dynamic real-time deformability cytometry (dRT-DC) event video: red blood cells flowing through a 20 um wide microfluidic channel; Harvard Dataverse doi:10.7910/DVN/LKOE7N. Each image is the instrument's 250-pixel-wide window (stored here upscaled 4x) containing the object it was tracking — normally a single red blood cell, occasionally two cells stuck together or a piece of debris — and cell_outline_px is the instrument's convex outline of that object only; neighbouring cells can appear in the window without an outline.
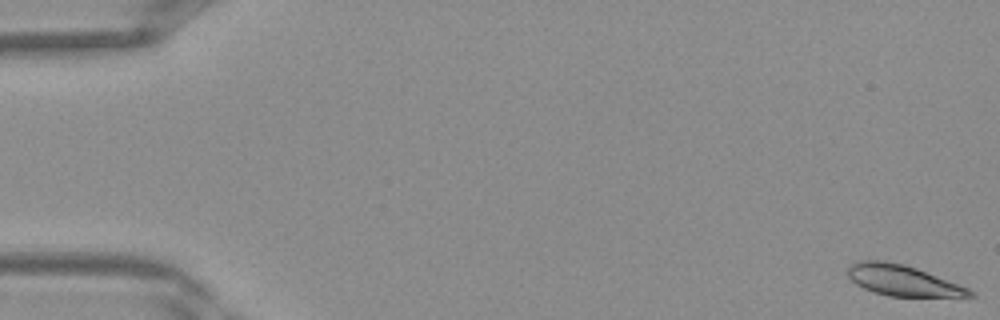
{"species": "Egyptian fruit bat (a non-hibernating species)", "species_latin": "Rousettus aegyptiacus", "temperature_condition": "warm", "stored_images_in_passage": 41, "camera_frame_rate_fps": 3000, "um_per_image_px": 0.085, "frame": {"image": 1, "passage_image": 1, "time_ms": 0.0, "image_size_px": [1000, 320], "cell_outline_px": [[976, 296], [888, 296], [872, 292], [856, 284], [844, 272], [848, 264], [860, 260], [884, 260], [904, 264], [916, 268], [968, 288]], "centroid_in_image_um": [76.61, 23.81], "position_along_channel_um": 8.4, "area_um2": 21.79}}
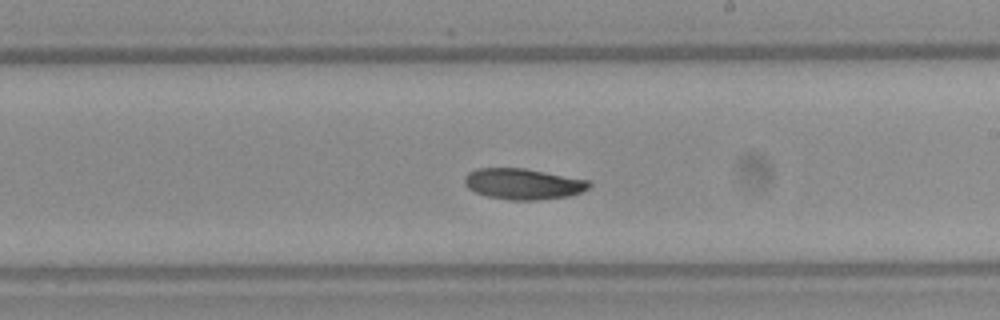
{"frame": {"image": 2, "passage_image": 24, "time_ms": 7.667, "image_size_px": [1000, 320], "cell_outline_px": [[592, 184], [588, 188], [580, 192], [568, 196], [536, 200], [508, 200], [488, 196], [476, 192], [468, 188], [464, 184], [464, 176], [468, 172], [476, 168], [524, 168], [592, 180]], "centroid_in_image_um": [44.47, 15.62], "position_along_channel_um": 244.5, "area_um2": 22.6}}
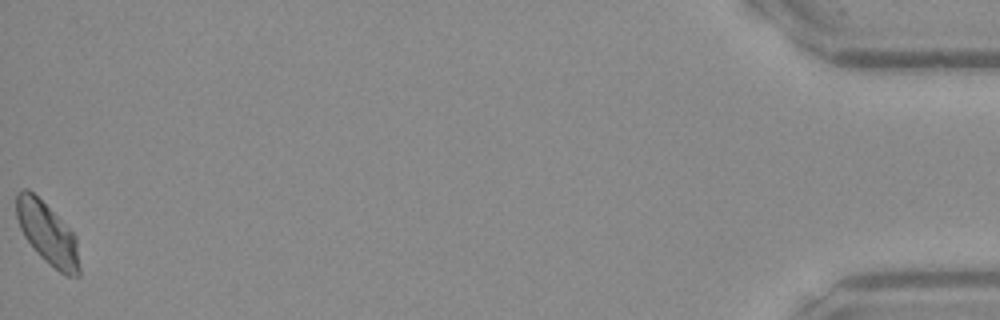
{"frame": {"image": 3, "passage_image": 41, "time_ms": 13.333, "image_size_px": [1000, 320], "cell_outline_px": [[80, 276], [64, 276], [44, 260], [36, 252], [24, 236], [20, 228], [16, 216], [16, 192], [24, 188], [28, 188], [76, 236], [80, 268]], "centroid_in_image_um": [4.03, 19.89], "position_along_channel_um": 431.2, "area_um2": 22.48}}